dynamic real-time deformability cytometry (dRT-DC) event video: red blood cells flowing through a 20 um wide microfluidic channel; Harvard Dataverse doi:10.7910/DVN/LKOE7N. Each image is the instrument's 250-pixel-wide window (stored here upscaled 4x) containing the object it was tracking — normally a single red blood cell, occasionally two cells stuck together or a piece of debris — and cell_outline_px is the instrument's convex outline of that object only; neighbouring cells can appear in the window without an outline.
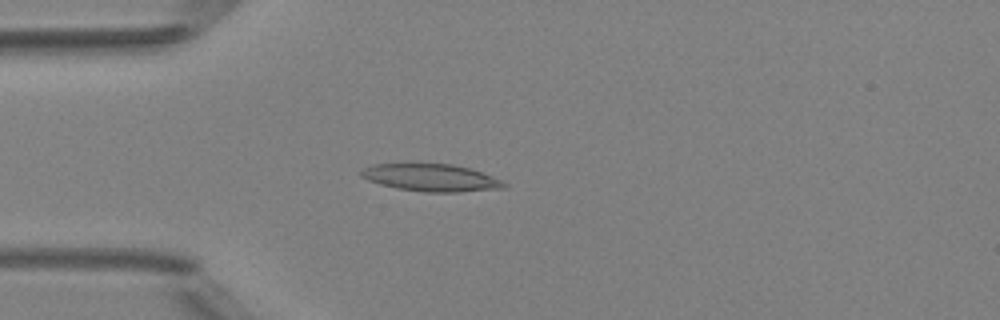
{"species": "Egyptian fruit bat (a non-hibernating species)", "species_latin": "Rousettus aegyptiacus", "temperature_condition": "room temperature", "stored_images_in_passage": 5, "camera_frame_rate_fps": 3000, "um_per_image_px": 0.085, "animal": {"sex": "female"}, "frame": {"image": 1, "passage_image": 3, "time_ms": 2.333, "image_size_px": [1000, 320], "cell_outline_px": [[508, 184], [504, 188], [456, 192], [424, 192], [396, 188], [380, 184], [368, 180], [360, 176], [360, 172], [364, 168], [372, 164], [452, 164], [472, 168], [500, 180]], "centroid_in_image_um": [36.63, 15.1], "position_along_channel_um": 48.4, "area_um2": 22.66}}
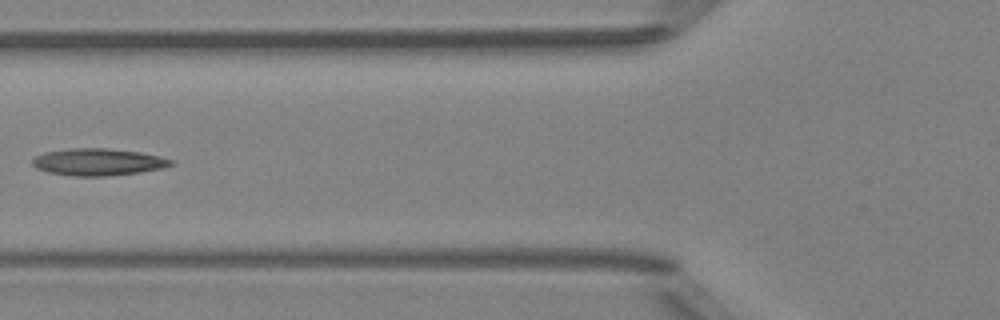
{"frame": {"image": 2, "passage_image": 5, "time_ms": 4.333, "image_size_px": [1000, 320], "cell_outline_px": [[176, 164], [164, 168], [140, 172], [104, 176], [72, 176], [48, 172], [36, 168], [32, 164], [32, 160], [36, 156], [44, 152], [72, 148], [108, 148], [140, 152], [160, 156], [172, 160]], "centroid_in_image_um": [8.36, 13.77], "position_along_channel_um": 117.4, "area_um2": 21.91}}